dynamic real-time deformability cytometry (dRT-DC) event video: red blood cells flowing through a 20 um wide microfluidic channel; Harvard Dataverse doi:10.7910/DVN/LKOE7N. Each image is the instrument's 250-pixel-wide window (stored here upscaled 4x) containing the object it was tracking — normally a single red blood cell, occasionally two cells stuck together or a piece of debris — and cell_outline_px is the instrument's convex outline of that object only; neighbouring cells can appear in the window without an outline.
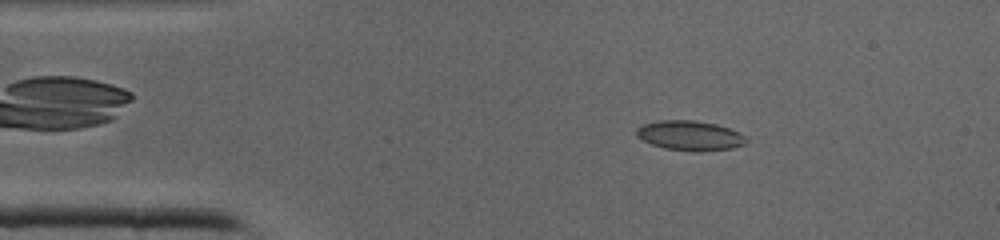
{"species": "common noctule bat (a hibernating species)", "species_latin": "Nyctalus noctula", "temperature_condition": "cold", "stored_images_in_passage": 40, "camera_frame_rate_fps": 3000, "um_per_image_px": 0.085, "animal": {"sex": "male", "body_mass_g": 19.0, "forearm_length_mm": 50.8}, "frame": {"image": 1, "passage_image": 6, "time_ms": 1.667, "image_size_px": [1000, 240], "cell_outline_px": [[748, 140], [744, 144], [732, 148], [664, 148], [652, 144], [636, 136], [636, 128], [644, 124], [660, 120], [692, 120], [716, 124], [740, 132]], "centroid_in_image_um": [58.61, 11.46], "position_along_channel_um": 26.4, "area_um2": 17.98}}
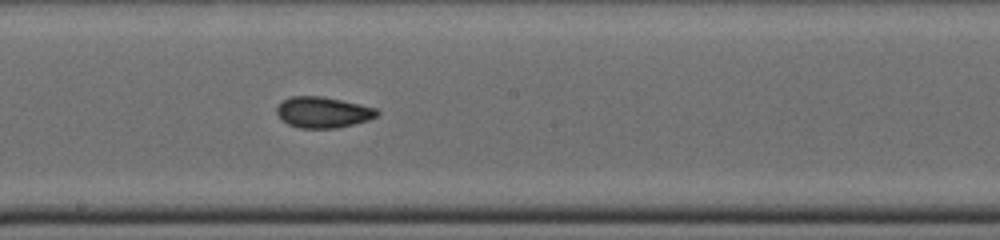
{"frame": {"image": 2, "passage_image": 21, "time_ms": 6.667, "image_size_px": [1000, 240], "cell_outline_px": [[380, 112], [376, 116], [368, 120], [336, 128], [300, 128], [288, 124], [280, 120], [276, 112], [276, 108], [288, 96], [320, 96], [360, 104], [376, 108]], "centroid_in_image_um": [27.42, 9.54], "position_along_channel_um": 220.8, "area_um2": 18.03}}
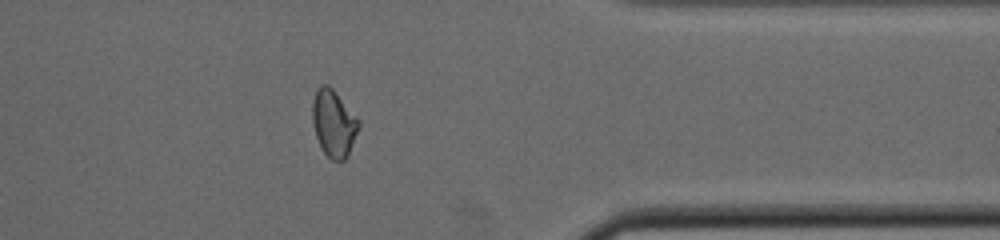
{"frame": {"image": 3, "passage_image": 32, "time_ms": 10.333, "image_size_px": [1000, 240], "cell_outline_px": [[360, 124], [352, 144], [344, 160], [332, 160], [320, 148], [312, 124], [312, 104], [316, 88], [320, 84], [328, 84], [332, 88], [360, 120]], "centroid_in_image_um": [28.33, 10.44], "position_along_channel_um": 383.1, "area_um2": 17.98}}